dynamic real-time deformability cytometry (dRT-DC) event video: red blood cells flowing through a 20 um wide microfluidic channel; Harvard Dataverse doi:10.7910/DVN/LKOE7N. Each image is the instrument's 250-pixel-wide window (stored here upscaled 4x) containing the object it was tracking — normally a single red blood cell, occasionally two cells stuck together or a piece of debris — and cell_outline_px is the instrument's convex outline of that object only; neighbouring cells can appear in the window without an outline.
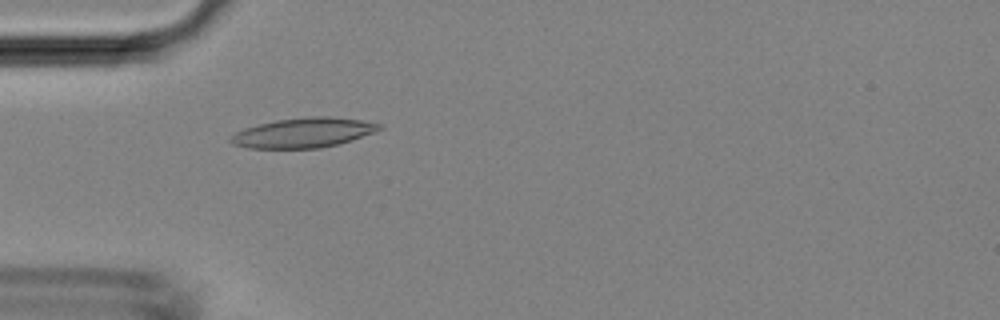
{"species": "Egyptian fruit bat (a non-hibernating species)", "species_latin": "Rousettus aegyptiacus", "temperature_condition": "room temperature", "stored_images_in_passage": 46, "camera_frame_rate_fps": 3000, "um_per_image_px": 0.085, "animal": {"sex": "female"}, "frame": {"image": 1, "passage_image": 14, "time_ms": 4.333, "image_size_px": [1000, 320], "cell_outline_px": [[384, 128], [376, 132], [340, 144], [320, 148], [248, 148], [232, 144], [228, 140], [228, 136], [244, 128], [276, 120], [312, 116], [328, 116], [360, 120], [384, 124]], "centroid_in_image_um": [25.81, 11.28], "position_along_channel_um": 59.2, "area_um2": 26.01}}
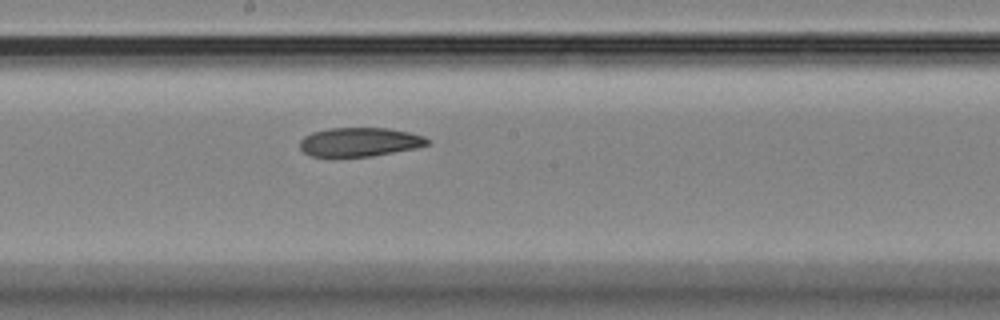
{"frame": {"image": 2, "passage_image": 25, "time_ms": 8.0, "image_size_px": [1000, 320], "cell_outline_px": [[428, 144], [416, 148], [372, 156], [332, 160], [312, 156], [304, 152], [300, 148], [300, 140], [304, 136], [312, 132], [328, 128], [388, 128], [408, 132], [424, 136], [428, 140]], "centroid_in_image_um": [30.48, 12.11], "position_along_channel_um": 217.7, "area_um2": 22.2}}
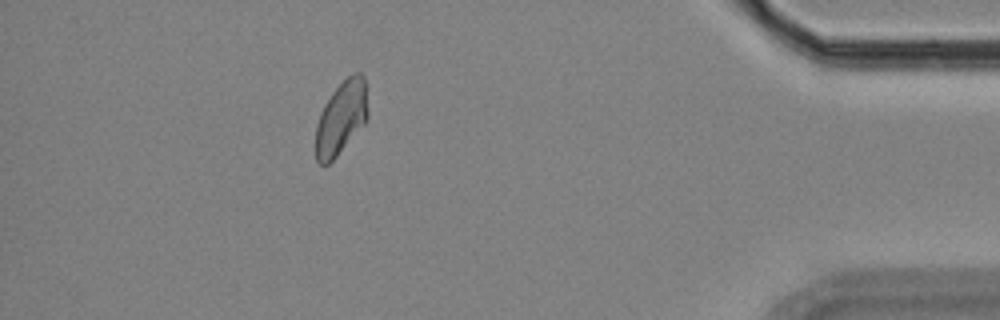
{"frame": {"image": 3, "passage_image": 41, "time_ms": 13.333, "image_size_px": [1000, 320], "cell_outline_px": [[368, 120], [336, 156], [328, 164], [320, 164], [316, 160], [316, 124], [320, 112], [324, 104], [332, 92], [352, 72], [360, 72], [364, 76], [368, 84]], "centroid_in_image_um": [29.05, 9.95], "position_along_channel_um": 406.2, "area_um2": 22.66}}